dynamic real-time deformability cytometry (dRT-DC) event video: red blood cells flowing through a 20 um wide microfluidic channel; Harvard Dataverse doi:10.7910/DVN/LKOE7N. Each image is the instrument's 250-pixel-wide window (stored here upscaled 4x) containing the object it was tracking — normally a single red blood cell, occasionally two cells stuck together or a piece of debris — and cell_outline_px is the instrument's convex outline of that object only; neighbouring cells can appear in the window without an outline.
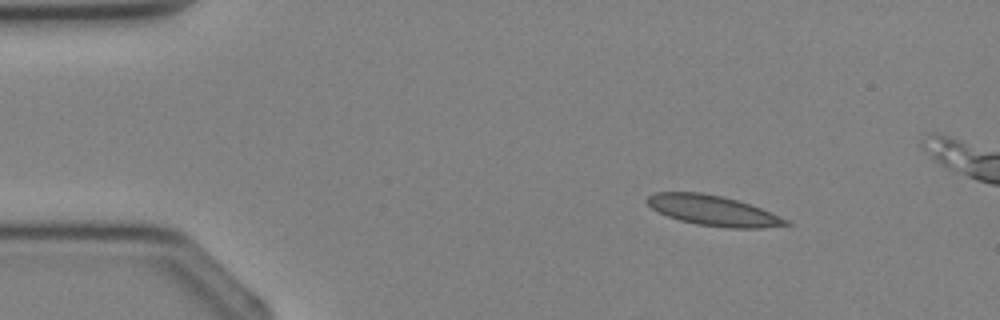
{"species": "Egyptian fruit bat (a non-hibernating species)", "species_latin": "Rousettus aegyptiacus", "temperature_condition": "cold", "stored_images_in_passage": 3, "camera_frame_rate_fps": 3000, "um_per_image_px": 0.085, "animal": {"sex": "female"}, "frame": {"image": 1, "passage_image": 1, "time_ms": 0.0, "image_size_px": [1000, 320], "cell_outline_px": [[792, 224], [760, 228], [732, 228], [696, 224], [680, 220], [668, 216], [652, 208], [648, 204], [648, 196], [656, 192], [700, 192], [720, 196], [736, 200], [760, 208], [788, 220]], "centroid_in_image_um": [60.61, 17.9], "position_along_channel_um": 24.4, "area_um2": 23.93}}